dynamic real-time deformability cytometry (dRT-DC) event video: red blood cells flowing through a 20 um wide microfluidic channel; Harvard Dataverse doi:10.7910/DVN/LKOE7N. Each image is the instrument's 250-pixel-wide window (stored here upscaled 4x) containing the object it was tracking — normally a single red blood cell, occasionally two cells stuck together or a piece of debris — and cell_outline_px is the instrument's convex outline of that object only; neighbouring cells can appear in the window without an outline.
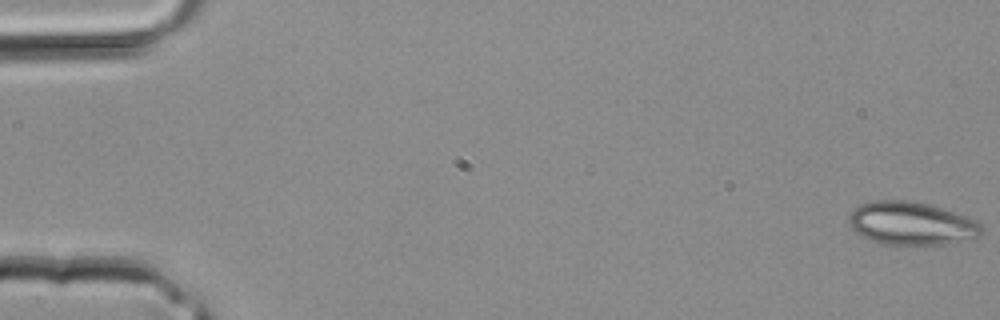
{"species": "common noctule bat (a hibernating species)", "species_latin": "Nyctalus noctula", "temperature_condition": "room temperature", "stored_images_in_passage": 27, "camera_frame_rate_fps": 3000, "um_per_image_px": 0.085, "animal": {"sex": "male", "body_mass_g": 20.4}, "frame": {"image": 1, "passage_image": 1, "time_ms": 0.0, "image_size_px": [1000, 320], "cell_outline_px": [[984, 232], [976, 240], [948, 244], [884, 244], [868, 240], [856, 232], [848, 224], [848, 216], [852, 208], [860, 204], [872, 200], [908, 200], [928, 204], [976, 220], [980, 224]], "centroid_in_image_um": [77.47, 19.0], "position_along_channel_um": 7.5, "area_um2": 33.76}}
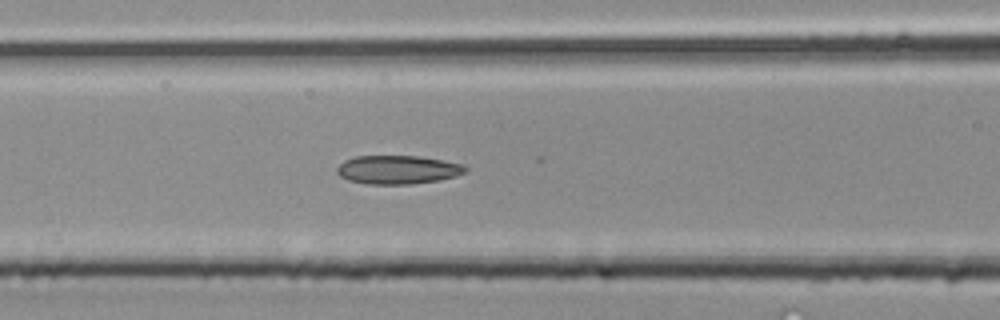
{"frame": {"image": 2, "passage_image": 17, "time_ms": 5.333, "image_size_px": [1000, 320], "cell_outline_px": [[468, 168], [464, 172], [456, 176], [440, 180], [412, 184], [368, 184], [348, 180], [340, 176], [336, 172], [336, 168], [344, 160], [356, 156], [416, 156], [440, 160], [460, 164]], "centroid_in_image_um": [33.76, 14.43], "position_along_channel_um": 132.8, "area_um2": 21.27}}
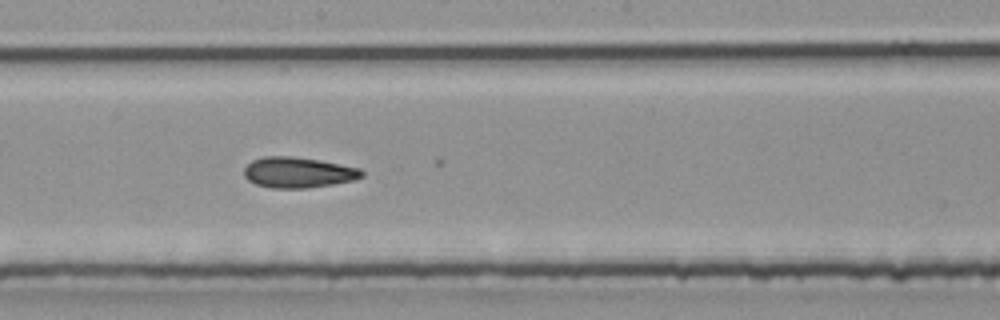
{"frame": {"image": 3, "passage_image": 22, "time_ms": 7.0, "image_size_px": [1000, 320], "cell_outline_px": [[364, 176], [352, 180], [332, 184], [304, 188], [272, 188], [256, 184], [248, 180], [244, 176], [244, 168], [252, 160], [264, 156], [292, 156], [320, 160], [360, 168], [364, 172]], "centroid_in_image_um": [25.33, 14.65], "position_along_channel_um": 222.9, "area_um2": 20.98}}